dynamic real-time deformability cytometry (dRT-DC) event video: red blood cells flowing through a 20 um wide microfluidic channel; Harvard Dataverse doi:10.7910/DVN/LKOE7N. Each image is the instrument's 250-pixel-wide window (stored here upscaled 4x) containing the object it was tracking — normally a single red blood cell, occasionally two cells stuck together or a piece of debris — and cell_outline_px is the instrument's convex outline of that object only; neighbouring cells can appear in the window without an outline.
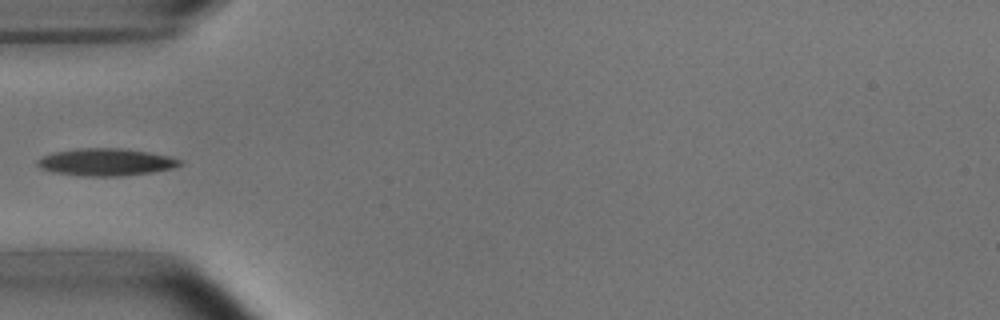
{"species": "common noctule bat (a hibernating species)", "species_latin": "Nyctalus noctula", "temperature_condition": "room temperature", "stored_images_in_passage": 1, "camera_frame_rate_fps": 3000, "um_per_image_px": 0.085, "animal": {"sex": "male", "body_mass_g": 15.6}, "frame": {"image": 1, "passage_image": 1, "time_ms": 0.0, "image_size_px": [1000, 320], "cell_outline_px": [[184, 164], [176, 168], [152, 172], [124, 176], [80, 176], [52, 172], [40, 168], [36, 164], [36, 160], [52, 152], [76, 148], [120, 148], [148, 152], [168, 156], [184, 160]], "centroid_in_image_um": [9.02, 13.78], "position_along_channel_um": 76.0, "area_um2": 23.0}}